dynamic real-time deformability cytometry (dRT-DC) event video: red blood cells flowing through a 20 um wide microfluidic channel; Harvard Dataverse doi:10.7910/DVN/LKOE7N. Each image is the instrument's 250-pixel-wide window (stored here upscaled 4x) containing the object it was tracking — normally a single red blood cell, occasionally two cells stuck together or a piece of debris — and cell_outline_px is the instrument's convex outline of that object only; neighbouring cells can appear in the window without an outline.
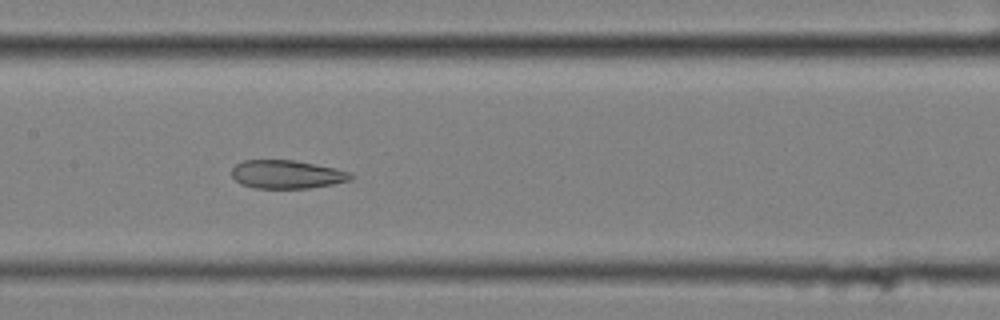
{"species": "common noctule bat (a hibernating species)", "species_latin": "Nyctalus noctula", "temperature_condition": "cold", "stored_images_in_passage": 9, "camera_frame_rate_fps": 3000, "um_per_image_px": 0.085, "animal": {"sex": "female", "body_mass_g": 25.1}, "frame": {"image": 1, "passage_image": 9, "time_ms": 2.667, "image_size_px": [1000, 320], "cell_outline_px": [[352, 180], [332, 184], [308, 188], [256, 188], [240, 184], [232, 176], [232, 168], [236, 164], [244, 160], [292, 160], [336, 168], [352, 172]], "centroid_in_image_um": [24.39, 14.82], "position_along_channel_um": 183.0, "area_um2": 19.65}}